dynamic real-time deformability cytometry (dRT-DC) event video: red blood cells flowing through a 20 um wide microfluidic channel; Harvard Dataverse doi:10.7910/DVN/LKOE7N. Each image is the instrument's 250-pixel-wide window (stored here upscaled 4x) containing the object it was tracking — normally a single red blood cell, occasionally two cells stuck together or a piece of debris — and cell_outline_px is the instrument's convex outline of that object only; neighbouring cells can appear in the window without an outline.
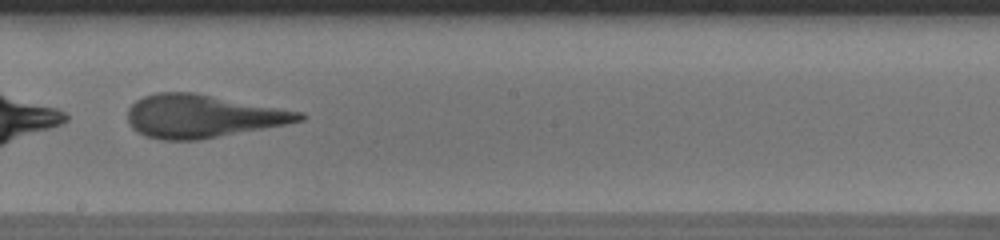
{"species": "human", "species_latin": "Homo sapiens", "temperature_condition": "warm", "stored_images_in_passage": 46, "camera_frame_rate_fps": 3000, "um_per_image_px": 0.085, "donor": {"sex": "male"}, "frame": {"image": 1, "passage_image": 26, "time_ms": 8.333, "image_size_px": [1000, 240], "cell_outline_px": [[308, 116], [304, 120], [284, 124], [200, 140], [160, 140], [144, 136], [136, 132], [132, 128], [128, 120], [128, 108], [136, 100], [144, 96], [156, 92], [196, 92], [304, 112]], "centroid_in_image_um": [17.2, 9.87], "position_along_channel_um": 231.0, "area_um2": 43.35}}
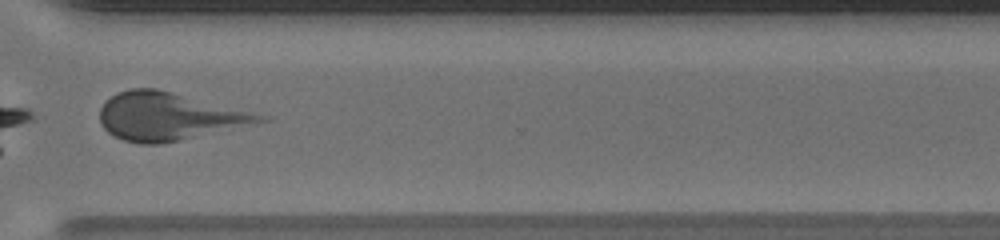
{"frame": {"image": 2, "passage_image": 35, "time_ms": 11.333, "image_size_px": [1000, 240], "cell_outline_px": [[272, 116], [268, 120], [180, 140], [160, 144], [140, 144], [124, 140], [108, 132], [104, 128], [100, 120], [100, 108], [104, 100], [116, 92], [128, 88], [156, 88]], "centroid_in_image_um": [14.31, 9.87], "position_along_channel_um": 356.3, "area_um2": 44.45}}